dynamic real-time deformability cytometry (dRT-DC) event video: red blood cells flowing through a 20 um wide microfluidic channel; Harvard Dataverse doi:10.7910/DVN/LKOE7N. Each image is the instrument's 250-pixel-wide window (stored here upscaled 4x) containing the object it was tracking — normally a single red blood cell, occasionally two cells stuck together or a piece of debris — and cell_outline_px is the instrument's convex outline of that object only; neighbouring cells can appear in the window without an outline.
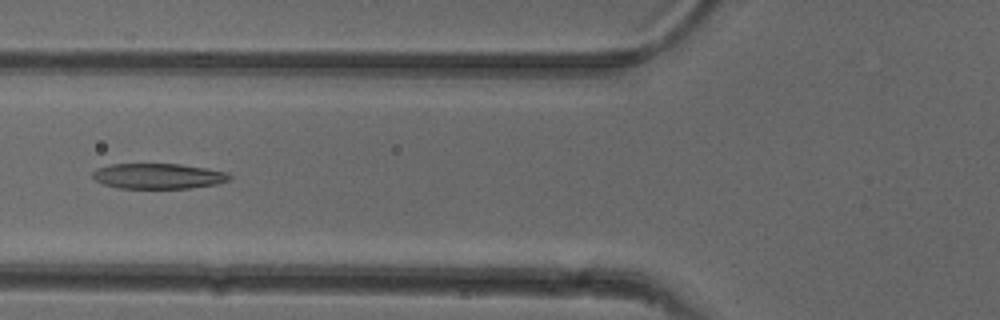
{"species": "common noctule bat (a hibernating species)", "species_latin": "Nyctalus noctula", "temperature_condition": "cold", "stored_images_in_passage": 39, "camera_frame_rate_fps": 3000, "um_per_image_px": 0.085, "animal": {"sex": "female"}, "frame": {"image": 1, "passage_image": 9, "time_ms": 2.667, "image_size_px": [1000, 320], "cell_outline_px": [[232, 176], [228, 180], [216, 184], [188, 188], [120, 188], [104, 184], [96, 180], [92, 176], [92, 172], [96, 168], [112, 164], [180, 164], [228, 172]], "centroid_in_image_um": [13.44, 14.96], "position_along_channel_um": 112.4, "area_um2": 20.11}}
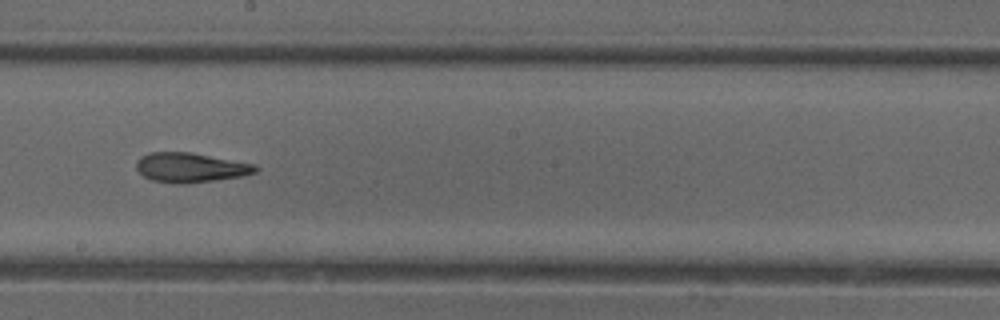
{"frame": {"image": 2, "passage_image": 18, "time_ms": 5.667, "image_size_px": [1000, 320], "cell_outline_px": [[260, 168], [256, 172], [244, 176], [216, 180], [184, 184], [176, 184], [152, 180], [144, 176], [136, 168], [136, 160], [140, 156], [148, 152], [188, 152], [256, 164]], "centroid_in_image_um": [16.2, 14.24], "position_along_channel_um": 232.0, "area_um2": 20.69}}
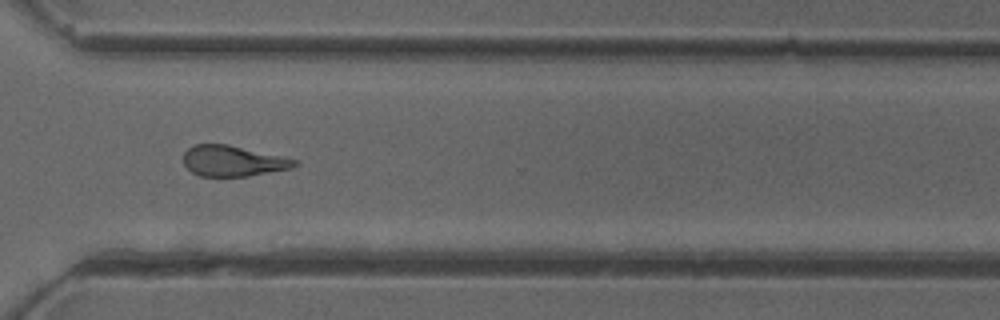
{"frame": {"image": 3, "passage_image": 27, "time_ms": 8.667, "image_size_px": [1000, 320], "cell_outline_px": [[300, 164], [292, 168], [248, 176], [200, 176], [192, 172], [184, 164], [184, 152], [192, 144], [228, 144], [284, 156], [300, 160]], "centroid_in_image_um": [19.85, 13.67], "position_along_channel_um": 350.8, "area_um2": 20.11}, "authors_computed_cell_mechanics": {"area_um2": 20.23, "velocity_mm_per_s": 3.9684, "shape_relaxation_time_tau1_ms": 10.0262, "shape_relaxation_time_tau2_ms": 5.5492, "deformation_change_tau1": 0.2276, "deformation_change_tau2": 0.182}}